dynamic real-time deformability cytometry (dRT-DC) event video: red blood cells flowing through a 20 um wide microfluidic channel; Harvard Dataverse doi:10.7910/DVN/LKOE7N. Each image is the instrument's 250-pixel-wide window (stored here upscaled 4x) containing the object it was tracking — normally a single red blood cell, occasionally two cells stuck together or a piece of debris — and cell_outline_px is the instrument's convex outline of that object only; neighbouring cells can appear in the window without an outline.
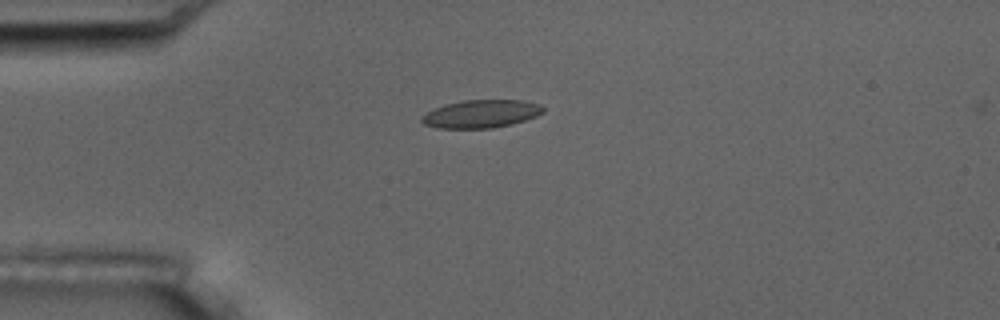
{"species": "common noctule bat (a hibernating species)", "species_latin": "Nyctalus noctula", "temperature_condition": "room temperature", "stored_images_in_passage": 4, "camera_frame_rate_fps": 3000, "um_per_image_px": 0.085, "animal": {"sex": "male", "body_mass_g": 17.5, "forearm_length_mm": 52.3}, "frame": {"image": 1, "passage_image": 4, "time_ms": 3.667, "image_size_px": [1000, 320], "cell_outline_px": [[544, 112], [536, 116], [512, 124], [492, 128], [436, 128], [424, 124], [420, 120], [420, 116], [444, 104], [464, 100], [524, 100], [540, 104], [544, 108]], "centroid_in_image_um": [40.89, 9.67], "position_along_channel_um": 44.1, "area_um2": 19.83}}